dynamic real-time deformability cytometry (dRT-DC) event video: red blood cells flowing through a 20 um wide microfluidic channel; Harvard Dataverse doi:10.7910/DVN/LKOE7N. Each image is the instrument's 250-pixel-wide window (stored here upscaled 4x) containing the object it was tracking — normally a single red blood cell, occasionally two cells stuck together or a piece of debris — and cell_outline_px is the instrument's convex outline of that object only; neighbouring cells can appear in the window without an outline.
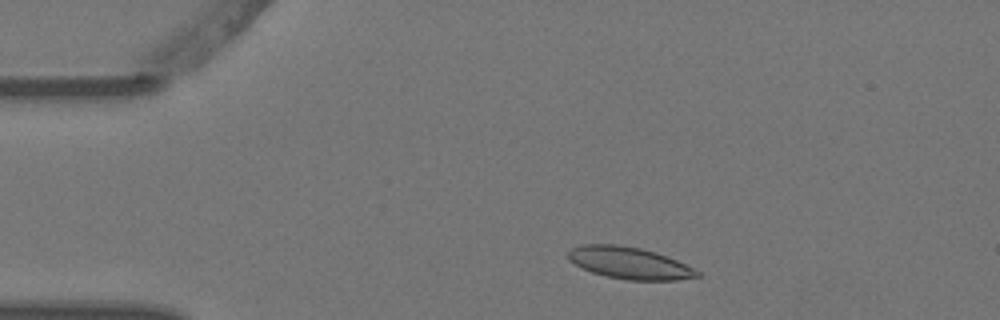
{"species": "Egyptian fruit bat (a non-hibernating species)", "species_latin": "Rousettus aegyptiacus", "temperature_condition": "warm", "stored_images_in_passage": 5, "camera_frame_rate_fps": 3000, "um_per_image_px": 0.085, "animal": {"sex": "female"}, "frame": {"image": 1, "passage_image": 2, "time_ms": 0.333, "image_size_px": [1000, 320], "cell_outline_px": [[704, 276], [676, 280], [628, 280], [608, 276], [592, 272], [568, 260], [568, 252], [572, 248], [584, 244], [616, 244], [640, 248], [656, 252], [668, 256], [700, 272]], "centroid_in_image_um": [53.53, 22.35], "position_along_channel_um": 31.5, "area_um2": 23.81}}
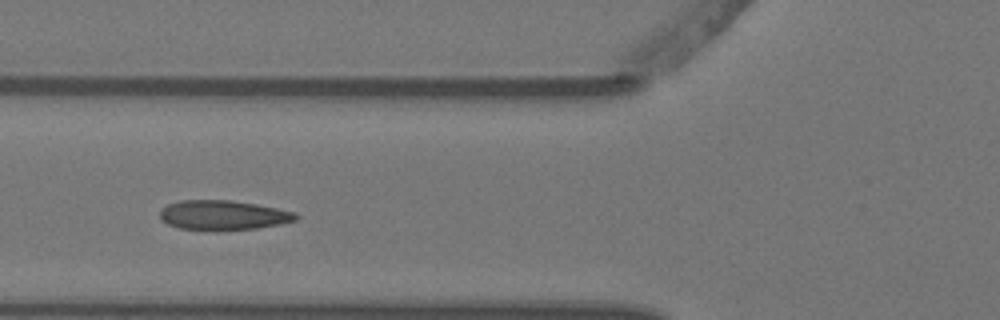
{"frame": {"image": 2, "passage_image": 5, "time_ms": 1.333, "image_size_px": [1000, 320], "cell_outline_px": [[300, 216], [296, 220], [280, 224], [256, 228], [220, 232], [216, 232], [180, 228], [168, 224], [160, 216], [160, 208], [168, 204], [180, 200], [232, 200], [256, 204], [296, 212]], "centroid_in_image_um": [18.97, 18.3], "position_along_channel_um": 106.8, "area_um2": 23.93}}